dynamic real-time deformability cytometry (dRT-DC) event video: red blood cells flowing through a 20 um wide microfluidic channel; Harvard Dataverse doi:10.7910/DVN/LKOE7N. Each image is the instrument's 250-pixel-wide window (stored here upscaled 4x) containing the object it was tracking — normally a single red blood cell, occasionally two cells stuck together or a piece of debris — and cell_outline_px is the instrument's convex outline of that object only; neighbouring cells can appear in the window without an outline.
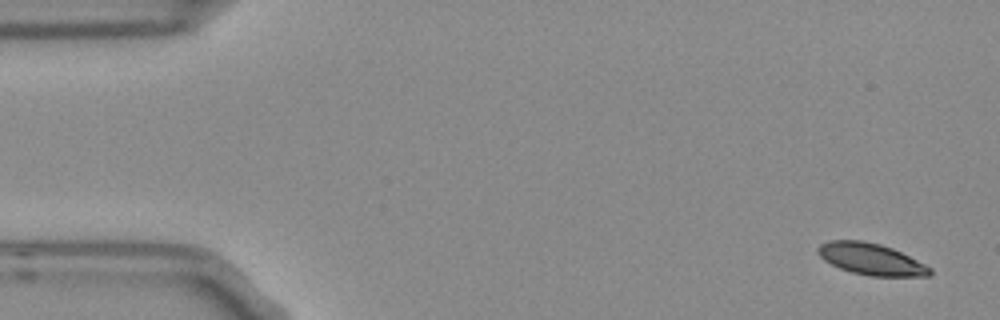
{"species": "Egyptian fruit bat (a non-hibernating species)", "species_latin": "Rousettus aegyptiacus", "temperature_condition": "room temperature", "stored_images_in_passage": 4, "camera_frame_rate_fps": 3000, "um_per_image_px": 0.085, "frame": {"image": 1, "passage_image": 1, "time_ms": 0.0, "image_size_px": [1000, 320], "cell_outline_px": [[932, 272], [928, 276], [868, 276], [852, 272], [840, 268], [824, 260], [816, 252], [816, 248], [820, 244], [828, 240], [860, 240], [880, 244], [892, 248], [932, 268]], "centroid_in_image_um": [74.0, 22.02], "position_along_channel_um": 11.0, "area_um2": 20.52}}
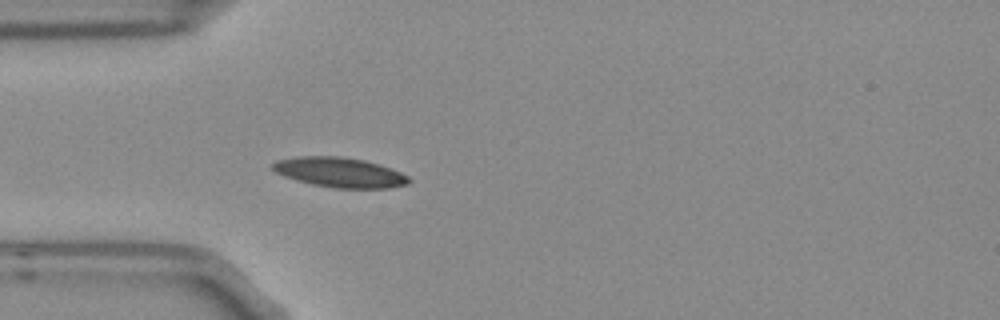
{"frame": {"image": 2, "passage_image": 4, "time_ms": 1.0, "image_size_px": [1000, 320], "cell_outline_px": [[412, 180], [408, 184], [388, 188], [332, 188], [312, 184], [284, 176], [276, 172], [272, 168], [272, 164], [280, 160], [300, 156], [340, 156], [364, 160], [392, 168], [408, 176]], "centroid_in_image_um": [28.92, 14.66], "position_along_channel_um": 56.1, "area_um2": 23.58}}